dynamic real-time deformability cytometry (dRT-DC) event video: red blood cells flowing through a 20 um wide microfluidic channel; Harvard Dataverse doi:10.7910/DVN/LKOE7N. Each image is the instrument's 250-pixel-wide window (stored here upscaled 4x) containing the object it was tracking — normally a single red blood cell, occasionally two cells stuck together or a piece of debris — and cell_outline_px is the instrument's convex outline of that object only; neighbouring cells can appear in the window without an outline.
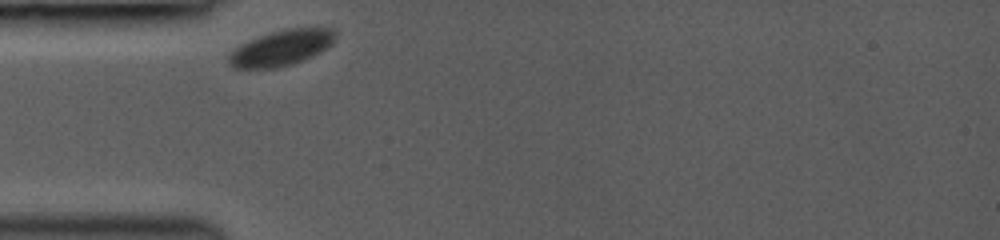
{"species": "common noctule bat (a hibernating species)", "species_latin": "Nyctalus noctula", "temperature_condition": "room temperature", "stored_images_in_passage": 20, "camera_frame_rate_fps": 3000, "um_per_image_px": 0.085, "animal": {"sex": "female", "body_mass_g": 19.0, "forearm_length_mm": 53.3}, "frame": {"image": 1, "passage_image": 1, "time_ms": 0.0, "image_size_px": [1000, 240], "cell_outline_px": [[336, 36], [332, 44], [328, 48], [312, 56], [292, 64], [276, 68], [232, 68], [228, 64], [228, 56], [240, 44], [260, 36], [284, 28], [332, 28]], "centroid_in_image_um": [23.92, 4.07], "position_along_channel_um": 61.1, "area_um2": 22.02}}
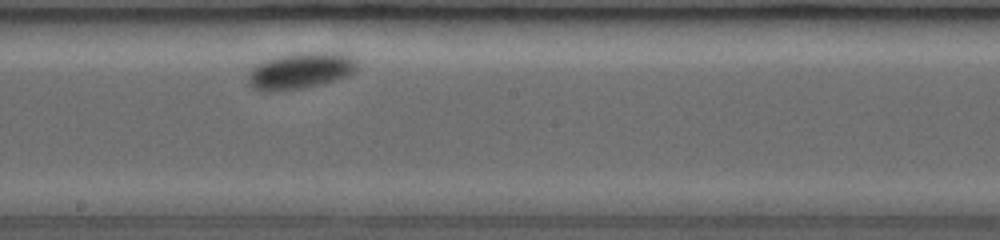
{"frame": {"image": 2, "passage_image": 8, "time_ms": 4.667, "image_size_px": [1000, 240], "cell_outline_px": [[356, 68], [352, 72], [344, 76], [324, 84], [280, 92], [264, 92], [252, 88], [248, 84], [248, 72], [256, 64], [264, 60], [276, 56], [292, 52], [344, 52], [356, 60]], "centroid_in_image_um": [25.47, 6.01], "position_along_channel_um": 222.7, "area_um2": 23.58}}
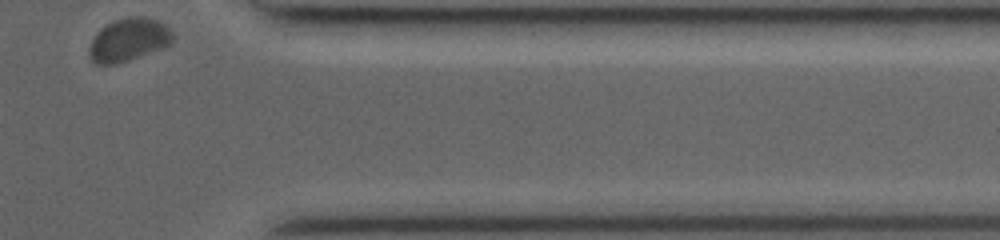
{"frame": {"image": 3, "passage_image": 20, "time_ms": 9.667, "image_size_px": [1000, 240], "cell_outline_px": [[176, 36], [172, 44], [164, 48], [116, 64], [96, 64], [92, 60], [88, 52], [88, 48], [96, 32], [100, 28], [112, 20], [128, 16], [144, 16], [156, 20], [164, 24]], "centroid_in_image_um": [10.95, 3.37], "position_along_channel_um": 400.5, "area_um2": 21.27}, "authors_computed_cell_mechanics": {"area_um2": 22.0507, "velocity_mm_per_s": 3.6225, "shape_relaxation_time_tau1_ms": 1.0355, "shape_relaxation_time_tau2_ms": null, "deformation_change_tau1": 0.0151, "deformation_change_tau2": null}}